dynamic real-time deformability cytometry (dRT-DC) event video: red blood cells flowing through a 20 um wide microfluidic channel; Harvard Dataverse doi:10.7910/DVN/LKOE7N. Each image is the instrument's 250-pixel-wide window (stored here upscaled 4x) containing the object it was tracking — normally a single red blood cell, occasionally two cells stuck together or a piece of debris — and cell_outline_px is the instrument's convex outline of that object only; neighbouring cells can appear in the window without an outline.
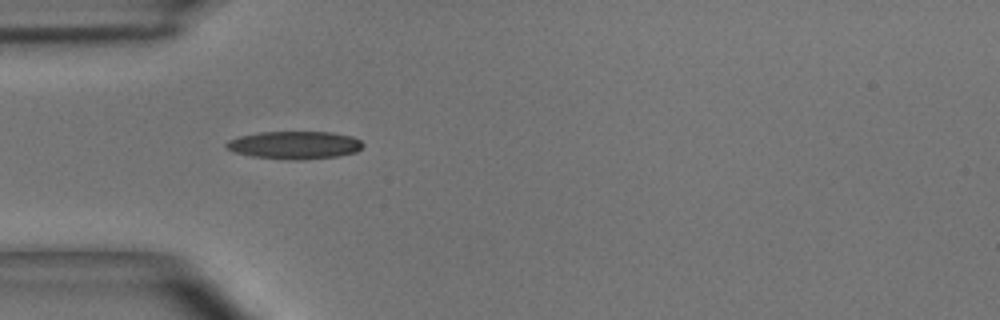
{"species": "common noctule bat (a hibernating species)", "species_latin": "Nyctalus noctula", "temperature_condition": "room temperature", "stored_images_in_passage": 3, "camera_frame_rate_fps": 3000, "um_per_image_px": 0.085, "animal": {"sex": "male", "body_mass_g": 15.6}, "frame": {"image": 1, "passage_image": 2, "time_ms": 0.333, "image_size_px": [1000, 320], "cell_outline_px": [[364, 144], [356, 152], [336, 156], [304, 160], [292, 160], [252, 156], [236, 152], [224, 148], [224, 144], [228, 140], [240, 136], [260, 132], [332, 132], [352, 136], [360, 140]], "centroid_in_image_um": [25.03, 12.33], "position_along_channel_um": 60.0, "area_um2": 22.14}}
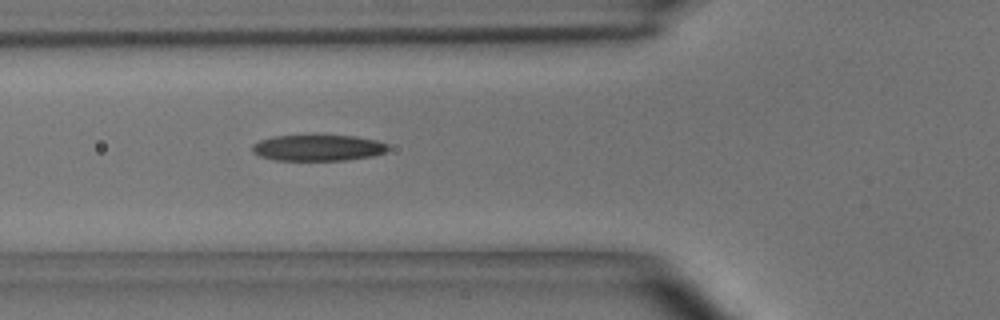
{"frame": {"image": 2, "passage_image": 3, "time_ms": 0.667, "image_size_px": [1000, 320], "cell_outline_px": [[388, 148], [384, 152], [372, 156], [344, 160], [276, 160], [260, 156], [252, 152], [252, 144], [260, 140], [272, 136], [316, 132], [356, 136], [376, 140], [388, 144]], "centroid_in_image_um": [26.99, 12.5], "position_along_channel_um": 98.8, "area_um2": 21.68}}